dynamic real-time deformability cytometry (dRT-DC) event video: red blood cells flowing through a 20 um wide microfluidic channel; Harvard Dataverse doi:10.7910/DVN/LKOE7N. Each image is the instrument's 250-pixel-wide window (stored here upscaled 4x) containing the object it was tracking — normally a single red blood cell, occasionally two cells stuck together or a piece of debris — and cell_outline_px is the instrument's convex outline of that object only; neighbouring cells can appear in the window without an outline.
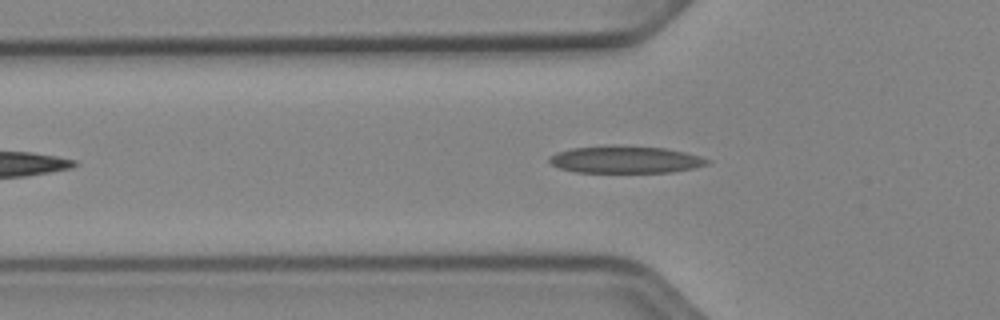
{"species": "Egyptian fruit bat (a non-hibernating species)", "species_latin": "Rousettus aegyptiacus", "temperature_condition": "cold", "stored_images_in_passage": 35, "camera_frame_rate_fps": 3000, "um_per_image_px": 0.085, "animal": {"sex": "female"}, "frame": {"image": 1, "passage_image": 8, "time_ms": 2.333, "image_size_px": [1000, 320], "cell_outline_px": [[712, 160], [708, 164], [692, 168], [672, 172], [576, 172], [560, 168], [552, 164], [548, 160], [548, 156], [556, 152], [572, 148], [608, 144], [616, 144], [664, 148], [684, 152], [700, 156]], "centroid_in_image_um": [53.13, 13.54], "position_along_channel_um": 72.7, "area_um2": 25.32}}
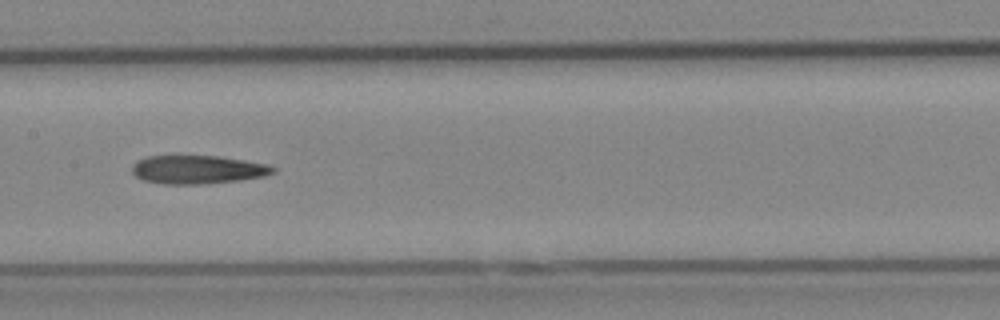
{"frame": {"image": 2, "passage_image": 17, "time_ms": 5.333, "image_size_px": [1000, 320], "cell_outline_px": [[276, 172], [264, 176], [236, 180], [200, 184], [164, 184], [144, 180], [136, 176], [132, 172], [132, 164], [136, 160], [148, 156], [176, 152], [180, 152], [220, 156], [268, 164], [276, 168]], "centroid_in_image_um": [16.73, 14.35], "position_along_channel_um": 190.7, "area_um2": 24.39}}
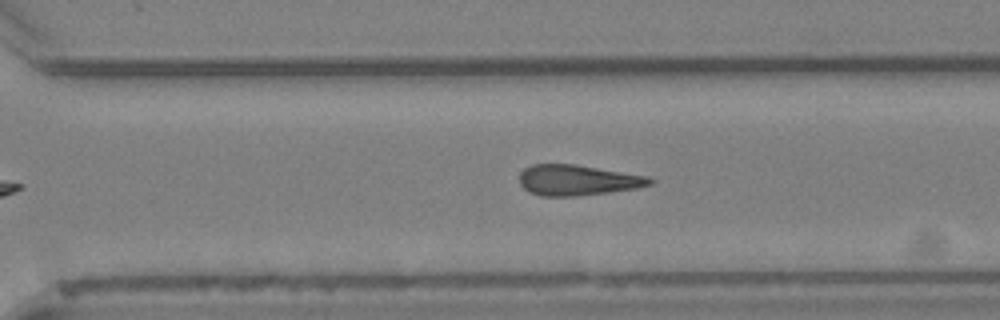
{"frame": {"image": 3, "passage_image": 27, "time_ms": 8.667, "image_size_px": [1000, 320], "cell_outline_px": [[656, 180], [652, 184], [636, 188], [608, 192], [576, 196], [540, 196], [528, 192], [520, 184], [520, 172], [524, 168], [532, 164], [576, 164], [648, 176]], "centroid_in_image_um": [49.09, 15.31], "position_along_channel_um": 321.5, "area_um2": 23.35}}